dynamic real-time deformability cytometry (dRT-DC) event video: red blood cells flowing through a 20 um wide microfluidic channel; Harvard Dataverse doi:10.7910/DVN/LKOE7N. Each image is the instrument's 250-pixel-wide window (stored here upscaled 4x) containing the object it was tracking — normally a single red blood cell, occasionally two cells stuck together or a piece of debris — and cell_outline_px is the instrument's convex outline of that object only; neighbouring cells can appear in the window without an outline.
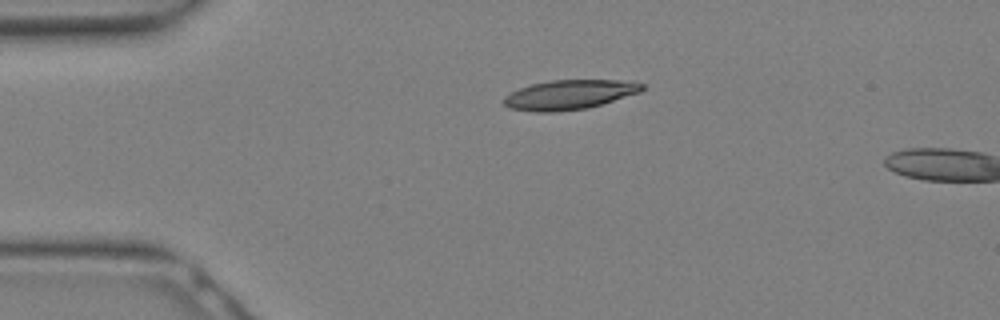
{"species": "Egyptian fruit bat (a non-hibernating species)", "species_latin": "Rousettus aegyptiacus", "temperature_condition": "warm", "stored_images_in_passage": 3, "camera_frame_rate_fps": 3000, "um_per_image_px": 0.085, "animal": {"sex": "female"}, "frame": {"image": 1, "passage_image": 1, "time_ms": 0.0, "image_size_px": [1000, 320], "cell_outline_px": [[644, 88], [640, 92], [588, 108], [556, 112], [532, 112], [508, 108], [504, 104], [504, 96], [520, 88], [532, 84], [552, 80], [620, 80], [644, 84]], "centroid_in_image_um": [48.37, 8.06], "position_along_channel_um": 36.6, "area_um2": 23.7}}